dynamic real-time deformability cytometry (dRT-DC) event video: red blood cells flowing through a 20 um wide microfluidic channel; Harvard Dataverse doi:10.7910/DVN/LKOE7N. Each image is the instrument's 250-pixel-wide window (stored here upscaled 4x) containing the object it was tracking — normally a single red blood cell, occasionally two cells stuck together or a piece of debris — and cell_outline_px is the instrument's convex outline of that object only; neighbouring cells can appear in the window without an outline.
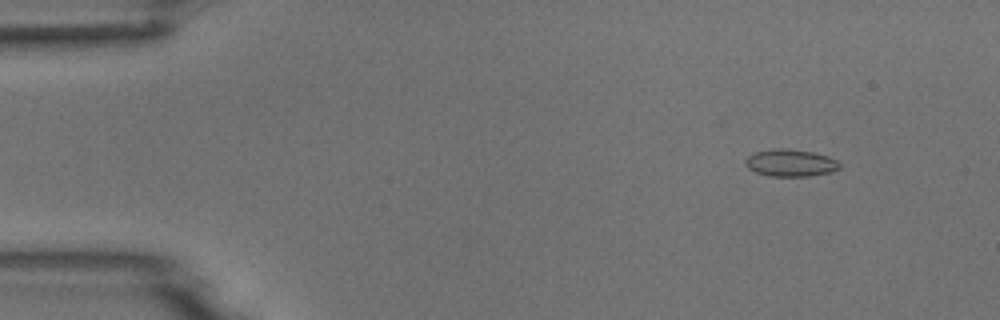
{"species": "common noctule bat (a hibernating species)", "species_latin": "Nyctalus noctula", "temperature_condition": "room temperature", "stored_images_in_passage": 4, "camera_frame_rate_fps": 3000, "um_per_image_px": 0.085, "animal": {"sex": "male", "body_mass_g": 18.8}, "frame": {"image": 1, "passage_image": 1, "time_ms": 0.0, "image_size_px": [1000, 320], "cell_outline_px": [[840, 168], [828, 172], [808, 176], [768, 176], [756, 172], [748, 168], [744, 164], [744, 160], [748, 156], [756, 152], [776, 148], [784, 148], [812, 152], [828, 156], [836, 160], [840, 164]], "centroid_in_image_um": [67.16, 13.84], "position_along_channel_um": 17.8, "area_um2": 14.8}}
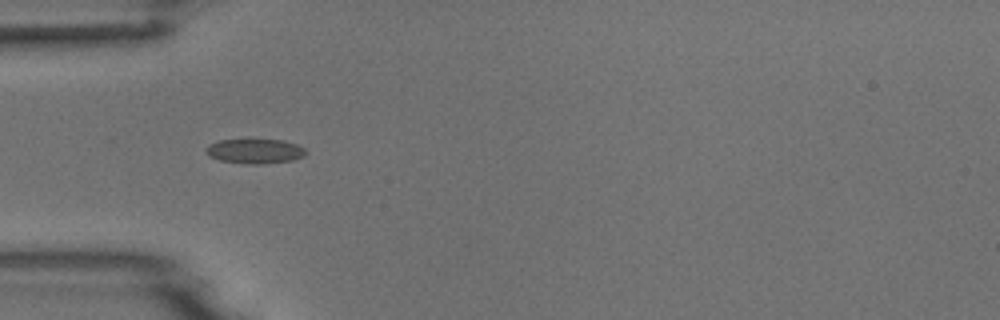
{"frame": {"image": 2, "passage_image": 4, "time_ms": 3.667, "image_size_px": [1000, 320], "cell_outline_px": [[308, 152], [304, 156], [292, 160], [264, 164], [244, 164], [220, 160], [208, 156], [204, 152], [204, 148], [208, 144], [220, 140], [252, 136], [284, 140], [296, 144], [304, 148]], "centroid_in_image_um": [21.62, 12.79], "position_along_channel_um": 63.4, "area_um2": 15.43}}